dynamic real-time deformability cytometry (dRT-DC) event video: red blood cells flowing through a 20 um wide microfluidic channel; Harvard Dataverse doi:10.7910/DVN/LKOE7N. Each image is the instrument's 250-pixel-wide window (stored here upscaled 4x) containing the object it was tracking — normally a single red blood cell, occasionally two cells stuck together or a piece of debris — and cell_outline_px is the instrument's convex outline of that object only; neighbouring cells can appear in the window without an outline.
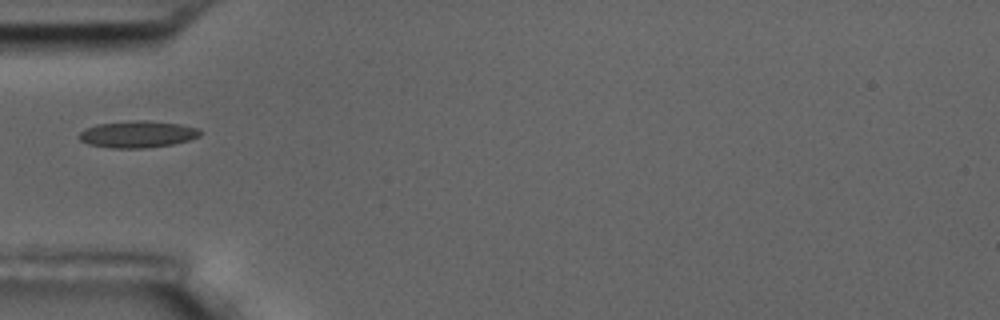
{"species": "common noctule bat (a hibernating species)", "species_latin": "Nyctalus noctula", "temperature_condition": "room temperature", "stored_images_in_passage": 1, "camera_frame_rate_fps": 3000, "um_per_image_px": 0.085, "animal": {"sex": "male", "body_mass_g": 17.5, "forearm_length_mm": 52.3}, "frame": {"image": 1, "passage_image": 1, "time_ms": 0.0, "image_size_px": [1000, 320], "cell_outline_px": [[200, 136], [188, 140], [172, 144], [144, 148], [112, 148], [88, 144], [80, 140], [76, 136], [84, 128], [96, 124], [136, 120], [148, 120], [180, 124], [200, 128]], "centroid_in_image_um": [11.66, 11.4], "position_along_channel_um": 73.3, "area_um2": 19.02}}